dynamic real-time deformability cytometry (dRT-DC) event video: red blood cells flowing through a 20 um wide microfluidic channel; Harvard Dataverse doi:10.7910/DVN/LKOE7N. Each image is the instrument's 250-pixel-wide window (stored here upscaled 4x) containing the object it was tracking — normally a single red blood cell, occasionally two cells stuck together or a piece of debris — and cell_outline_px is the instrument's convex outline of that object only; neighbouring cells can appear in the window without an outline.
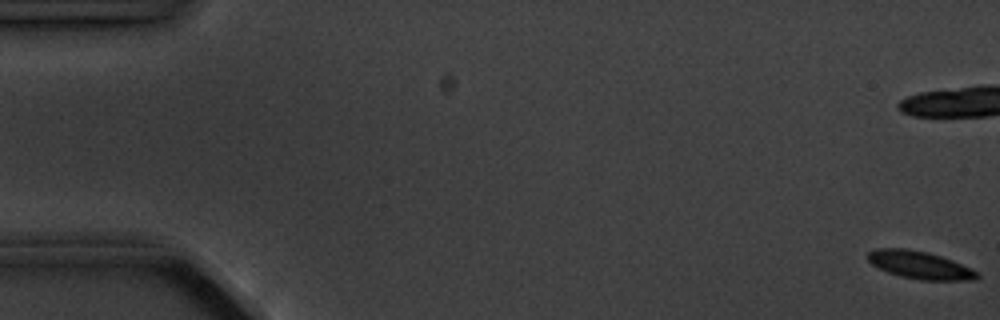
{"species": "common noctule bat (a hibernating species)", "species_latin": "Nyctalus noctula", "temperature_condition": "cold", "stored_images_in_passage": 4, "camera_frame_rate_fps": 3000, "um_per_image_px": 0.085, "animal": {"sex": "male", "body_mass_g": 20.1, "forearm_length_mm": 53.5}, "frame": {"image": 1, "passage_image": 1, "time_ms": 0.0, "image_size_px": [1000, 320], "cell_outline_px": [[980, 276], [976, 280], [920, 280], [900, 276], [888, 272], [872, 264], [864, 256], [868, 252], [876, 248], [908, 248], [928, 252], [952, 260], [972, 268], [980, 272]], "centroid_in_image_um": [78.19, 22.52], "position_along_channel_um": 6.8, "area_um2": 17.86}}